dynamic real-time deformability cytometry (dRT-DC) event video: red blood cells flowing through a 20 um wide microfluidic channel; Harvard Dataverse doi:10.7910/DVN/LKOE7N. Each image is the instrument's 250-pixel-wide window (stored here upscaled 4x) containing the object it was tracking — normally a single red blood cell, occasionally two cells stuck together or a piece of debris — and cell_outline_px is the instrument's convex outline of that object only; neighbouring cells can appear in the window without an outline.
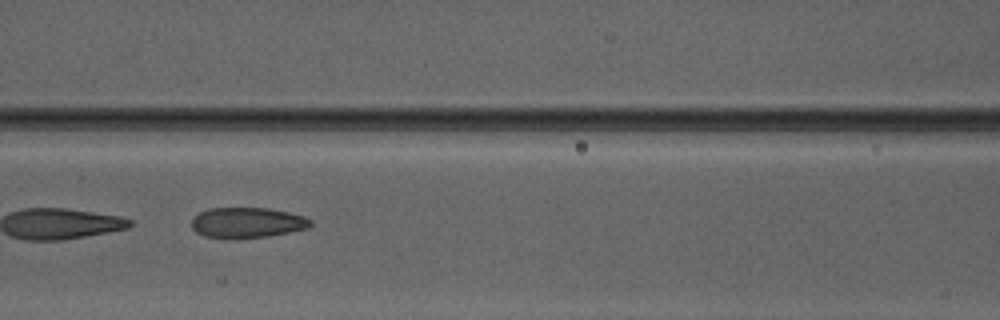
{"species": "Egyptian fruit bat (a non-hibernating species)", "species_latin": "Rousettus aegyptiacus", "temperature_condition": "warm", "stored_images_in_passage": 8, "camera_frame_rate_fps": 3000, "um_per_image_px": 0.085, "animal": {"sex": "male"}, "frame": {"image": 1, "passage_image": 6, "time_ms": 7.0, "image_size_px": [1000, 320], "cell_outline_px": [[312, 224], [308, 228], [268, 236], [236, 240], [228, 240], [204, 236], [196, 232], [192, 228], [192, 220], [200, 212], [208, 208], [268, 208], [288, 212], [304, 216], [312, 220]], "centroid_in_image_um": [20.99, 18.95], "position_along_channel_um": 145.6, "area_um2": 21.44}}
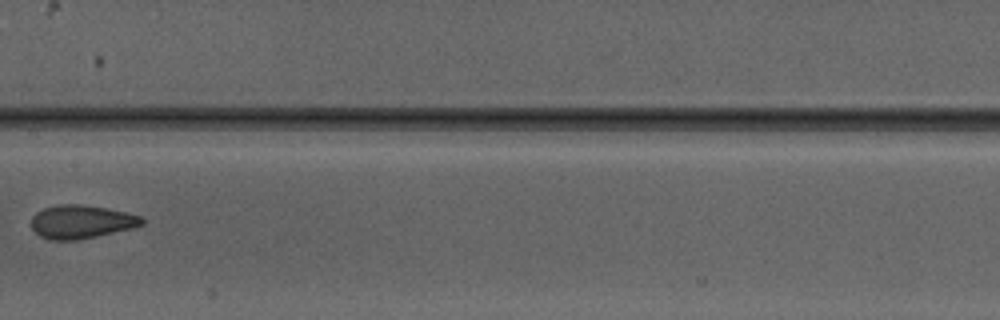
{"frame": {"image": 2, "passage_image": 7, "time_ms": 8.333, "image_size_px": [1000, 320], "cell_outline_px": [[144, 224], [132, 228], [96, 236], [76, 240], [52, 240], [40, 236], [32, 228], [32, 216], [36, 212], [44, 208], [60, 204], [84, 204], [128, 212], [140, 216], [144, 220]], "centroid_in_image_um": [6.92, 18.84], "position_along_channel_um": 200.5, "area_um2": 21.5}}
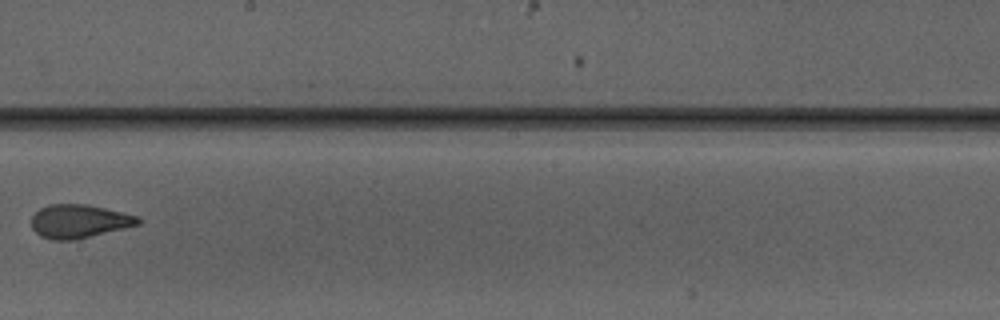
{"frame": {"image": 3, "passage_image": 8, "time_ms": 9.333, "image_size_px": [1000, 320], "cell_outline_px": [[140, 224], [72, 240], [52, 240], [40, 236], [32, 228], [32, 216], [40, 208], [48, 204], [84, 204], [104, 208], [136, 216], [140, 220]], "centroid_in_image_um": [6.66, 18.8], "position_along_channel_um": 241.5, "area_um2": 20.4}}